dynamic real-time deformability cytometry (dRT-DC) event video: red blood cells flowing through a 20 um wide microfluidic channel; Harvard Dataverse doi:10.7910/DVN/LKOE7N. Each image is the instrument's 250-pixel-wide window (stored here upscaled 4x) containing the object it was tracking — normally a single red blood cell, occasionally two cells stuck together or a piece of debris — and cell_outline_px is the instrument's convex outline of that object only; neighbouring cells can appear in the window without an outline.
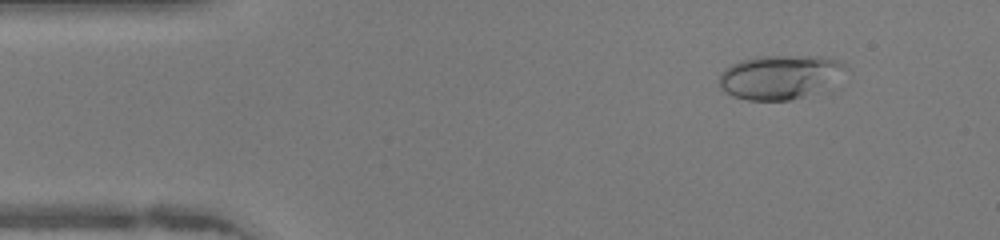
{"species": "human", "species_latin": "Homo sapiens", "temperature_condition": "warm", "stored_images_in_passage": 46, "camera_frame_rate_fps": 3000, "um_per_image_px": 0.085, "donor": {"sex": "female"}, "frame": {"image": 1, "passage_image": 5, "time_ms": 1.333, "image_size_px": [1000, 240], "cell_outline_px": [[848, 68], [832, 92], [792, 100], [748, 100], [732, 96], [724, 92], [720, 88], [720, 72], [724, 68], [740, 60], [756, 56], [824, 56], [836, 60], [844, 64]], "centroid_in_image_um": [66.42, 6.58], "position_along_channel_um": 18.6, "area_um2": 33.99}}
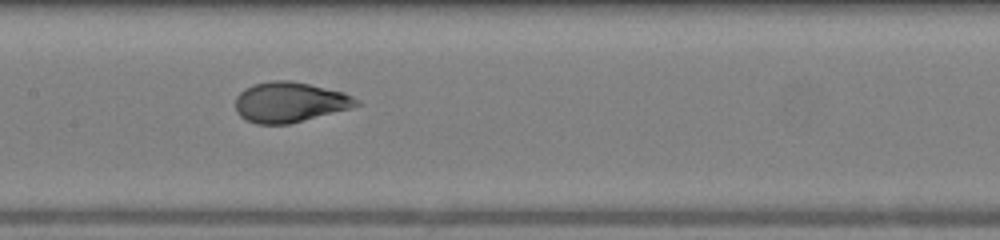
{"frame": {"image": 2, "passage_image": 22, "time_ms": 7.0, "image_size_px": [1000, 240], "cell_outline_px": [[360, 104], [348, 108], [288, 124], [256, 124], [240, 116], [236, 112], [236, 96], [244, 88], [252, 84], [272, 80], [288, 80], [308, 84], [344, 92], [360, 100]], "centroid_in_image_um": [24.58, 8.67], "position_along_channel_um": 182.8, "area_um2": 28.09}}
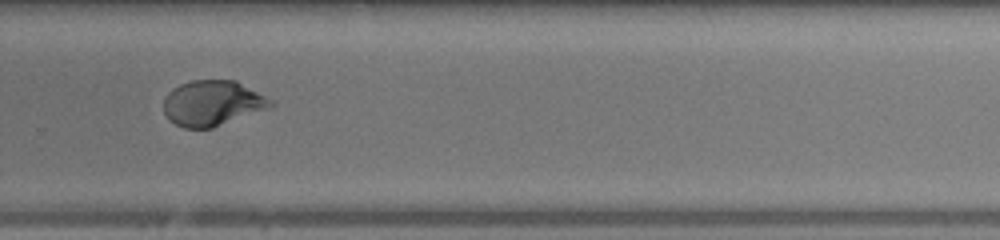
{"frame": {"image": 3, "passage_image": 31, "time_ms": 10.0, "image_size_px": [1000, 240], "cell_outline_px": [[276, 104], [268, 108], [212, 128], [184, 128], [168, 120], [164, 112], [164, 96], [172, 88], [180, 84], [192, 80], [236, 80], [272, 100]], "centroid_in_image_um": [18.02, 8.76], "position_along_channel_um": 311.8, "area_um2": 28.26}, "authors_computed_cell_mechanics": {"area_um2": 28.7555, "velocity_mm_per_s": 4.3235, "shape_relaxation_time_tau1_ms": 7.0014, "shape_relaxation_time_tau2_ms": null, "deformation_change_tau1": 0.2722, "deformation_change_tau2": null}}